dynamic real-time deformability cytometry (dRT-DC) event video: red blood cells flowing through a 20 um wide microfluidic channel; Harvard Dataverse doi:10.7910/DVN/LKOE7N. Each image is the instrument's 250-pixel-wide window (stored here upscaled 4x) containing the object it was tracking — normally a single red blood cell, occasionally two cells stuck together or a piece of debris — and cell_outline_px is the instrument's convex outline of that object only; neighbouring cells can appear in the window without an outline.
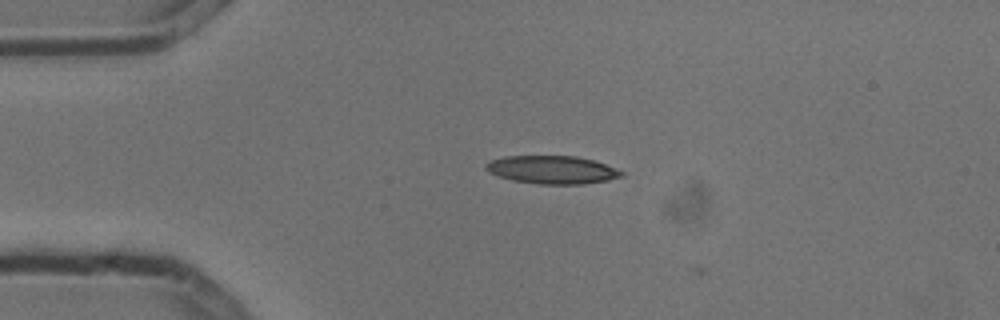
{"species": "common noctule bat (a hibernating species)", "species_latin": "Nyctalus noctula", "temperature_condition": "cold", "stored_images_in_passage": 2, "camera_frame_rate_fps": 3000, "um_per_image_px": 0.085, "animal": {"sex": "male", "body_mass_g": 13.3}, "frame": {"image": 1, "passage_image": 1, "time_ms": 0.0, "image_size_px": [1000, 320], "cell_outline_px": [[624, 176], [608, 180], [580, 184], [536, 184], [512, 180], [488, 172], [484, 168], [484, 164], [488, 160], [504, 156], [576, 156], [592, 160], [616, 168], [624, 172]], "centroid_in_image_um": [46.89, 14.43], "position_along_channel_um": 38.1, "area_um2": 22.25}}